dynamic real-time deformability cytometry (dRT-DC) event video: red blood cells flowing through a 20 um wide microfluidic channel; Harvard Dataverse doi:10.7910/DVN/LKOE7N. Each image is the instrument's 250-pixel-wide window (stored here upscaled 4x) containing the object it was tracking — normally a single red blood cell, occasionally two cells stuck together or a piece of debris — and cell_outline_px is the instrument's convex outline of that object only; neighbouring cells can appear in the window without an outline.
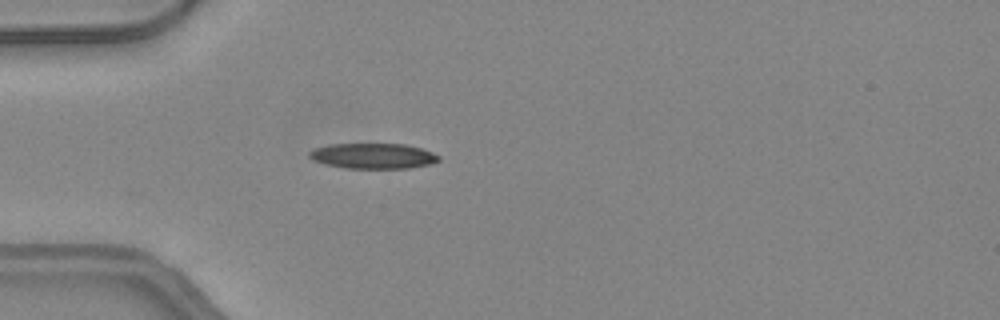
{"species": "common noctule bat (a hibernating species)", "species_latin": "Nyctalus noctula", "temperature_condition": "warm", "stored_images_in_passage": 27, "camera_frame_rate_fps": 3000, "um_per_image_px": 0.085, "animal": {"sex": "female", "body_mass_g": 24.6, "forearm_length_mm": 56.2}, "frame": {"image": 1, "passage_image": 1, "time_ms": 0.0, "image_size_px": [1000, 320], "cell_outline_px": [[440, 160], [432, 164], [408, 168], [348, 168], [324, 164], [312, 160], [308, 156], [308, 152], [312, 148], [328, 144], [404, 144], [420, 148], [432, 152], [440, 156]], "centroid_in_image_um": [31.68, 13.25], "position_along_channel_um": 53.3, "area_um2": 19.31}}
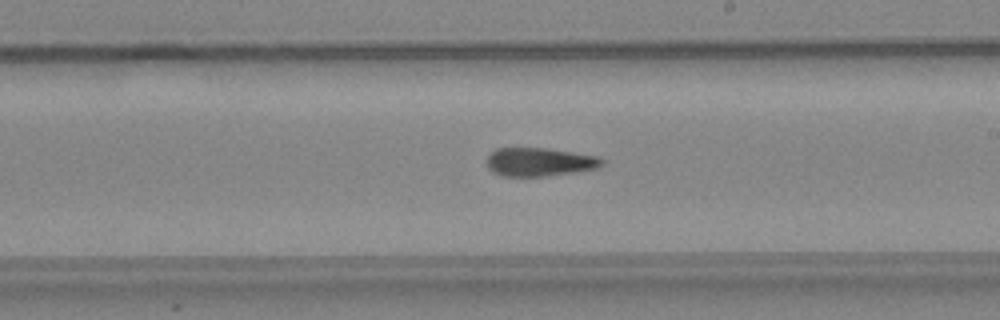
{"frame": {"image": 2, "passage_image": 15, "time_ms": 4.667, "image_size_px": [1000, 320], "cell_outline_px": [[604, 164], [596, 168], [576, 172], [544, 176], [500, 176], [492, 172], [488, 168], [484, 160], [496, 148], [548, 148], [600, 156], [604, 160]], "centroid_in_image_um": [45.85, 13.76], "position_along_channel_um": 243.2, "area_um2": 19.42}, "authors_computed_cell_mechanics": {"area_um2": 19.7098, "velocity_mm_per_s": 4.268, "shape_relaxation_time_tau1_ms": null, "shape_relaxation_time_tau2_ms": 5.556, "deformation_change_tau1": null, "deformation_change_tau2": 0.1772}}